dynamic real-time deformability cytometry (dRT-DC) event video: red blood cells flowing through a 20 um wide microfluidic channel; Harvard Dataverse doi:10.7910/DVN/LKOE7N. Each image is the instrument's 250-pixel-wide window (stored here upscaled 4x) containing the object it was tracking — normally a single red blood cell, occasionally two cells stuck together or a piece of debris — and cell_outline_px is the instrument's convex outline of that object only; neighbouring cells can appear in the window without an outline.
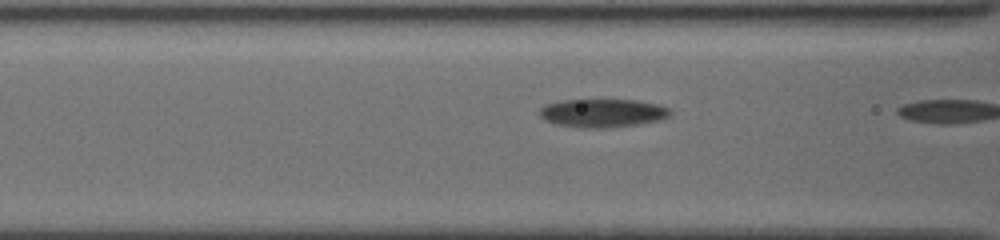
{"species": "common noctule bat (a hibernating species)", "species_latin": "Nyctalus noctula", "temperature_condition": "cold", "stored_images_in_passage": 5, "camera_frame_rate_fps": 3000, "um_per_image_px": 0.085, "animal": {"sex": "female", "body_mass_g": 19.5, "forearm_length_mm": 54.1}, "frame": {"image": 1, "passage_image": 4, "time_ms": 1.333, "image_size_px": [1000, 240], "cell_outline_px": [[672, 112], [668, 116], [660, 120], [636, 124], [608, 128], [576, 128], [556, 124], [540, 116], [540, 108], [548, 104], [564, 100], [636, 100], [656, 104], [668, 108]], "centroid_in_image_um": [51.22, 9.62], "position_along_channel_um": 115.4, "area_um2": 21.39}}